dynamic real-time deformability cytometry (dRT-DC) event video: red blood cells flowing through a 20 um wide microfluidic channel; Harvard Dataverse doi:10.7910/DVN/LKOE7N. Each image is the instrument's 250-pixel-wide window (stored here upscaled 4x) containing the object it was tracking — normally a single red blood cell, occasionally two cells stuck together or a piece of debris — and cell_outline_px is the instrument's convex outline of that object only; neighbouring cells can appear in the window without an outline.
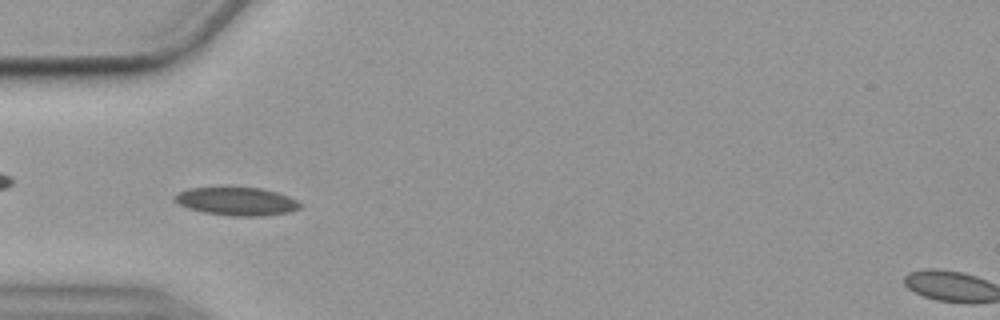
{"species": "common noctule bat (a hibernating species)", "species_latin": "Nyctalus noctula", "temperature_condition": "cold", "stored_images_in_passage": 49, "camera_frame_rate_fps": 3000, "um_per_image_px": 0.085, "animal": {"sex": "female", "body_mass_g": 19.9}, "frame": {"image": 1, "passage_image": 10, "time_ms": 3.0, "image_size_px": [1000, 320], "cell_outline_px": [[300, 208], [288, 212], [264, 216], [232, 216], [204, 212], [188, 208], [172, 200], [172, 196], [188, 188], [260, 188], [276, 192], [288, 196], [296, 200], [300, 204]], "centroid_in_image_um": [20.09, 17.12], "position_along_channel_um": 64.9, "area_um2": 20.35}}
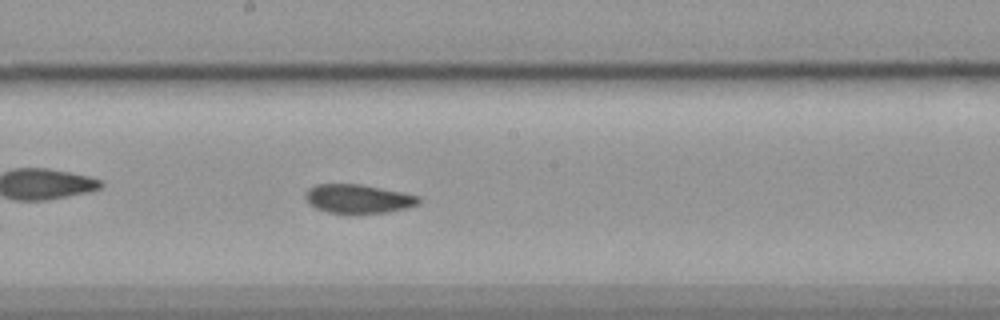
{"frame": {"image": 2, "passage_image": 23, "time_ms": 7.333, "image_size_px": [1000, 320], "cell_outline_px": [[420, 204], [408, 208], [388, 212], [328, 212], [316, 208], [308, 204], [304, 196], [304, 192], [308, 188], [316, 184], [360, 184], [404, 192], [420, 196]], "centroid_in_image_um": [30.45, 16.87], "position_along_channel_um": 217.8, "area_um2": 19.07}}
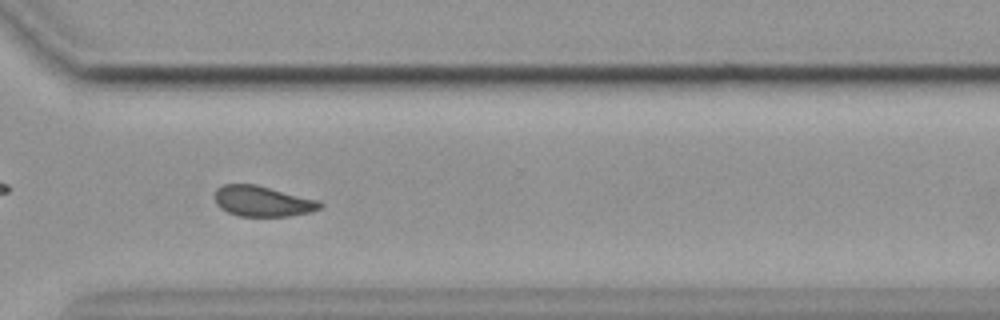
{"frame": {"image": 3, "passage_image": 34, "time_ms": 11.0, "image_size_px": [1000, 320], "cell_outline_px": [[324, 204], [320, 208], [312, 212], [288, 216], [236, 216], [220, 208], [216, 204], [216, 188], [224, 184], [256, 184], [320, 200]], "centroid_in_image_um": [22.35, 17.1], "position_along_channel_um": 348.3, "area_um2": 18.9}, "authors_computed_cell_mechanics": {"area_um2": 19.363, "velocity_mm_per_s": 3.5505, "shape_relaxation_time_tau1_ms": null, "shape_relaxation_time_tau2_ms": 3.9518, "deformation_change_tau1": null, "deformation_change_tau2": 0.0723}}